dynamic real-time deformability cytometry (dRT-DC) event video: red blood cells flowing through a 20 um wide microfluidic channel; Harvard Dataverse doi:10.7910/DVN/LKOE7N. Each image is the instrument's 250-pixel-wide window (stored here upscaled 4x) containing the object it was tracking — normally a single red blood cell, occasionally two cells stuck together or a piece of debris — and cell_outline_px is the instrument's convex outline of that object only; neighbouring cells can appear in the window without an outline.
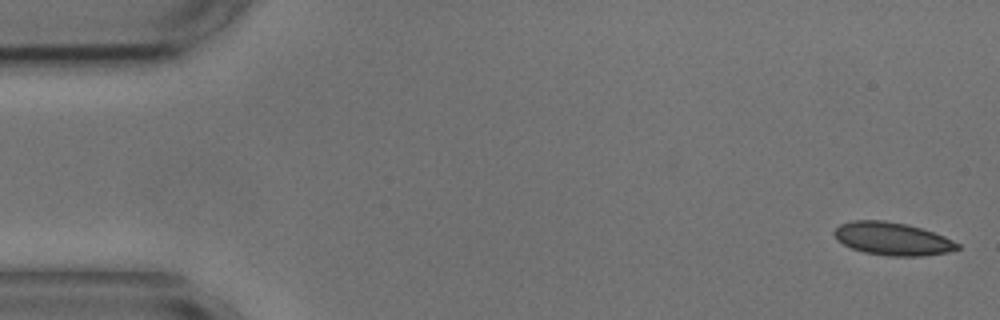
{"species": "common noctule bat (a hibernating species)", "species_latin": "Nyctalus noctula", "temperature_condition": "cold", "stored_images_in_passage": 5, "camera_frame_rate_fps": 3000, "um_per_image_px": 0.085, "animal": {"sex": "male", "body_mass_g": 17.9, "forearm_length_mm": 54.2}, "frame": {"image": 1, "passage_image": 1, "time_ms": 0.0, "image_size_px": [1000, 320], "cell_outline_px": [[960, 248], [948, 252], [924, 256], [888, 256], [864, 252], [852, 248], [836, 240], [832, 232], [840, 224], [852, 220], [884, 220], [908, 224], [944, 236], [960, 244]], "centroid_in_image_um": [75.84, 20.29], "position_along_channel_um": 9.2, "area_um2": 23.7}}
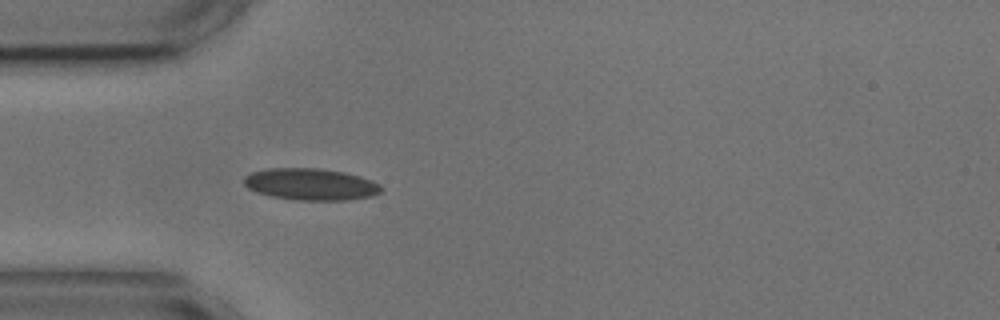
{"frame": {"image": 2, "passage_image": 5, "time_ms": 4.667, "image_size_px": [1000, 320], "cell_outline_px": [[384, 188], [380, 192], [372, 196], [348, 200], [296, 200], [272, 196], [256, 192], [248, 188], [244, 184], [244, 176], [252, 172], [268, 168], [320, 168], [344, 172], [360, 176], [372, 180], [380, 184]], "centroid_in_image_um": [26.43, 15.66], "position_along_channel_um": 58.6, "area_um2": 25.55}}